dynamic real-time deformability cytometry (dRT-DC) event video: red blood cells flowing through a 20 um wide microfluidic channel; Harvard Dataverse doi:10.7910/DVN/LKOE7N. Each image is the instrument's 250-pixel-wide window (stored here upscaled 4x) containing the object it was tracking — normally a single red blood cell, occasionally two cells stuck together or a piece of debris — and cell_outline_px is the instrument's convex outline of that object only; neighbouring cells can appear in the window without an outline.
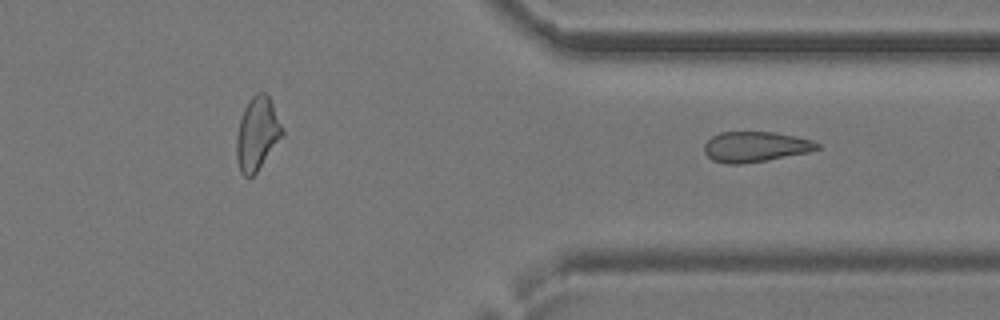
{"species": "common noctule bat (a hibernating species)", "species_latin": "Nyctalus noctula", "temperature_condition": "cold", "stored_images_in_passage": 22, "segment_of_instrument_passage": [2, 2], "camera_frame_rate_fps": 3000, "um_per_image_px": 0.085, "animal": {"sex": "female", "body_mass_g": 24.6, "forearm_length_mm": 56.2}, "frame": {"image": 1, "passage_image": 22, "time_ms": 7.0, "image_size_px": [1000, 320], "cell_outline_px": [[820, 148], [808, 152], [768, 160], [740, 164], [728, 164], [712, 160], [704, 152], [704, 144], [712, 136], [720, 132], [776, 132], [796, 136], [812, 140], [820, 144]], "centroid_in_image_um": [64.21, 12.47], "position_along_channel_um": 347.2, "area_um2": 20.06}}